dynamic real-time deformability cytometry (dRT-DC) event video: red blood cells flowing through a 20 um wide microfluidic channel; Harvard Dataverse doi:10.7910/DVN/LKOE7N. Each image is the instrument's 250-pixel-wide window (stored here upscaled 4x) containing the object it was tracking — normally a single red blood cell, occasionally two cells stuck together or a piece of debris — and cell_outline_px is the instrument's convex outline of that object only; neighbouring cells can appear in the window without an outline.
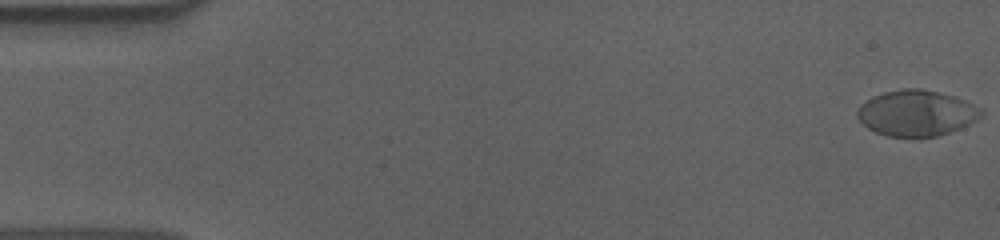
{"species": "human", "species_latin": "Homo sapiens", "temperature_condition": "cold", "stored_images_in_passage": 57, "camera_frame_rate_fps": 3000, "um_per_image_px": 0.085, "donor": {"sex": "male"}, "frame": {"image": 1, "passage_image": 1, "time_ms": 0.0, "image_size_px": [1000, 240], "cell_outline_px": [[984, 116], [960, 128], [936, 136], [888, 136], [876, 132], [868, 128], [856, 116], [856, 112], [860, 104], [872, 96], [884, 92], [904, 88], [920, 88], [940, 92], [964, 100], [980, 108], [984, 112]], "centroid_in_image_um": [77.89, 9.59], "position_along_channel_um": 7.1, "area_um2": 32.95}}
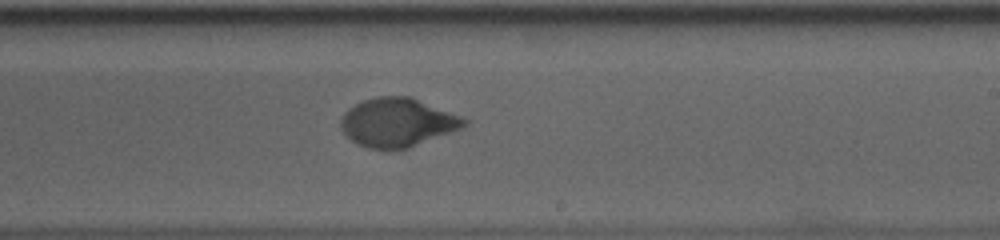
{"frame": {"image": 2, "passage_image": 34, "time_ms": 11.0, "image_size_px": [1000, 240], "cell_outline_px": [[468, 124], [460, 128], [408, 148], [368, 148], [356, 144], [340, 128], [340, 120], [344, 112], [348, 108], [364, 100], [376, 96], [408, 96], [460, 116], [468, 120]], "centroid_in_image_um": [33.74, 10.4], "position_along_channel_um": 255.3, "area_um2": 34.39}}
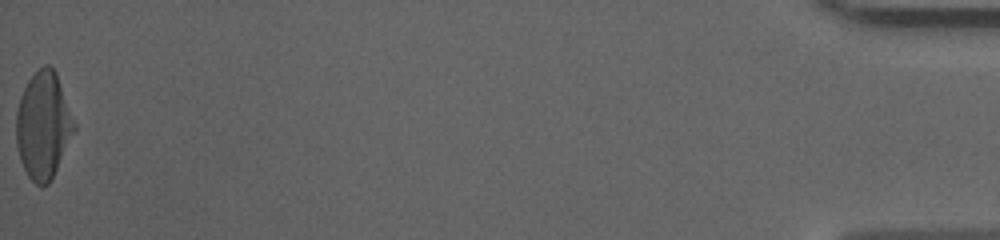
{"frame": {"image": 3, "passage_image": 57, "time_ms": 18.667, "image_size_px": [1000, 240], "cell_outline_px": [[76, 128], [52, 180], [48, 184], [40, 188], [28, 176], [20, 160], [16, 144], [16, 112], [20, 96], [28, 80], [44, 64], [48, 64], [56, 72], [76, 124]], "centroid_in_image_um": [3.68, 10.69], "position_along_channel_um": 431.5, "area_um2": 36.24}, "authors_computed_cell_mechanics": {"area_um2": 34.5644, "velocity_mm_per_s": 3.616, "shape_relaxation_time_tau1_ms": 5.0307, "shape_relaxation_time_tau2_ms": null, "deformation_change_tau1": 0.2066, "deformation_change_tau2": null}}